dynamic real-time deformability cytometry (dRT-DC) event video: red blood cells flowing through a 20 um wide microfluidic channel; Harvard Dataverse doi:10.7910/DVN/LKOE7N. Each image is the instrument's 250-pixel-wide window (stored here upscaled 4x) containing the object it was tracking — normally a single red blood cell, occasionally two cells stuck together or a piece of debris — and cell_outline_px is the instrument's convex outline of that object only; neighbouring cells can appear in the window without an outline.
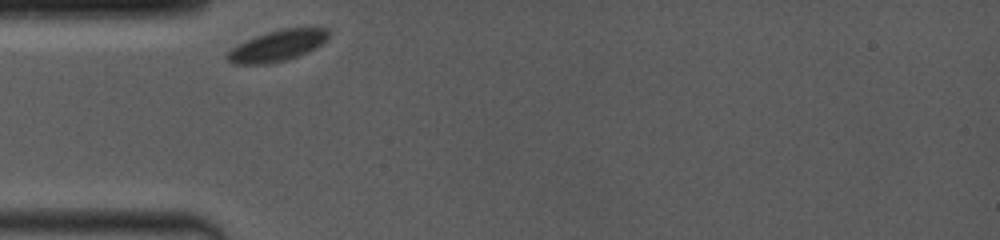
{"species": "common noctule bat (a hibernating species)", "species_latin": "Nyctalus noctula", "temperature_condition": "room temperature", "stored_images_in_passage": 29, "camera_frame_rate_fps": 4000, "um_per_image_px": 0.085, "animal": {"sex": "female", "body_mass_g": 19.0, "forearm_length_mm": 53.3}, "frame": {"image": 1, "passage_image": 1, "time_ms": 0.0, "image_size_px": [1000, 240], "cell_outline_px": [[328, 40], [316, 48], [296, 56], [284, 60], [264, 64], [232, 64], [228, 60], [228, 52], [232, 48], [256, 36], [280, 28], [328, 28]], "centroid_in_image_um": [23.61, 3.88], "position_along_channel_um": 61.4, "area_um2": 17.92}}
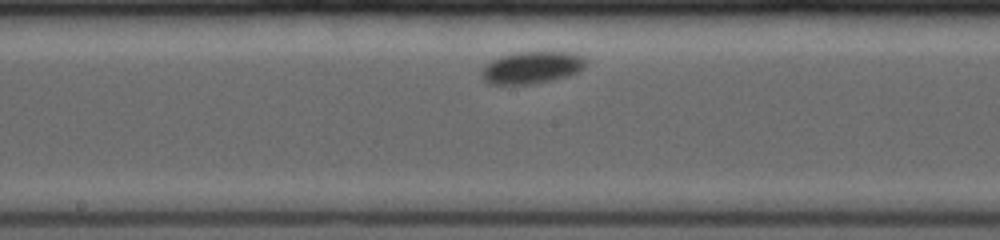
{"frame": {"image": 2, "passage_image": 17, "time_ms": 4.25, "image_size_px": [1000, 240], "cell_outline_px": [[584, 68], [576, 72], [564, 76], [548, 80], [528, 84], [488, 84], [484, 80], [484, 68], [492, 60], [504, 56], [520, 52], [564, 52], [580, 56], [584, 60]], "centroid_in_image_um": [45.18, 5.74], "position_along_channel_um": 203.0, "area_um2": 18.55}}
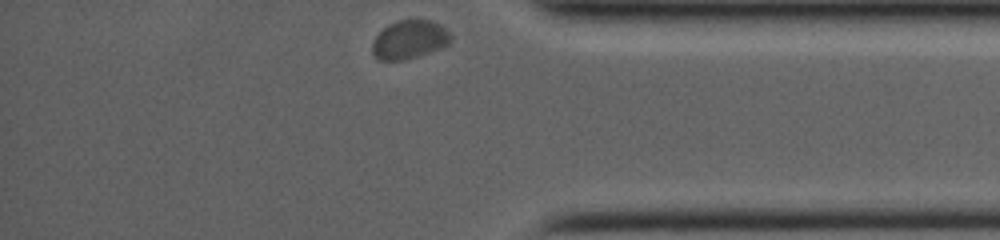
{"frame": {"image": 3, "passage_image": 29, "time_ms": 10.0, "image_size_px": [1000, 240], "cell_outline_px": [[452, 40], [448, 44], [440, 48], [416, 56], [400, 60], [376, 60], [372, 52], [372, 44], [376, 36], [388, 24], [396, 20], [432, 20], [440, 24], [452, 36]], "centroid_in_image_um": [34.79, 3.36], "position_along_channel_um": 400.4, "area_um2": 17.51}}